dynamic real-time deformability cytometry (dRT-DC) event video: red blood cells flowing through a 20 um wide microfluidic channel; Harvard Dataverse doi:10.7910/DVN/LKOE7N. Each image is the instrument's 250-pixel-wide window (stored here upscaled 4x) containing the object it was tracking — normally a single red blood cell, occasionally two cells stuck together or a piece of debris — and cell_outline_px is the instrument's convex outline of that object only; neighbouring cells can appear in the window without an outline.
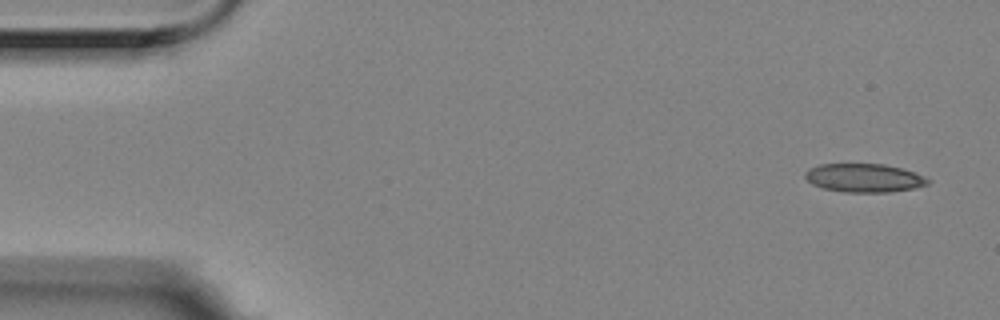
{"species": "Egyptian fruit bat (a non-hibernating species)", "species_latin": "Rousettus aegyptiacus", "temperature_condition": "room temperature", "stored_images_in_passage": 5, "camera_frame_rate_fps": 3000, "um_per_image_px": 0.085, "animal": {"sex": "female"}, "frame": {"image": 1, "passage_image": 1, "time_ms": 0.0, "image_size_px": [1000, 320], "cell_outline_px": [[932, 180], [928, 184], [916, 188], [888, 192], [844, 192], [824, 188], [812, 184], [804, 176], [804, 172], [808, 168], [820, 164], [884, 164], [900, 168], [924, 176]], "centroid_in_image_um": [73.44, 15.12], "position_along_channel_um": 11.6, "area_um2": 20.4}}